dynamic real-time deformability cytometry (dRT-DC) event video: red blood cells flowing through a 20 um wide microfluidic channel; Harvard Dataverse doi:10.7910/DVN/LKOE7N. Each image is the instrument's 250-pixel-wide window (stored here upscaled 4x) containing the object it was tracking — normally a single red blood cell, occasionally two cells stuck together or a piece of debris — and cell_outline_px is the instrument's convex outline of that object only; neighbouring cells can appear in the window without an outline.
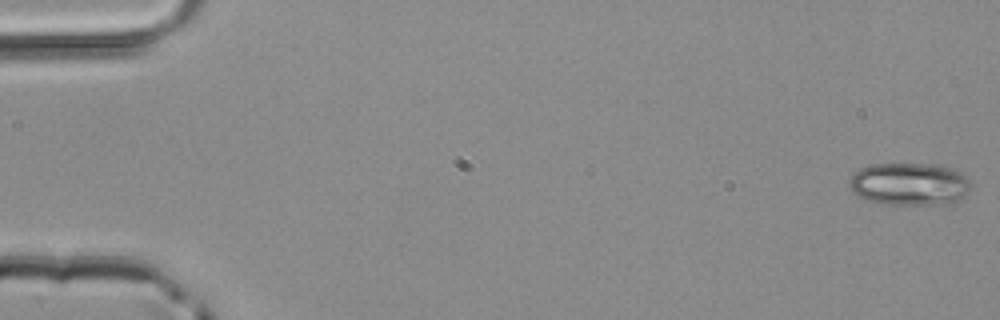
{"species": "common noctule bat (a hibernating species)", "species_latin": "Nyctalus noctula", "temperature_condition": "room temperature", "stored_images_in_passage": 50, "camera_frame_rate_fps": 3000, "um_per_image_px": 0.085, "animal": {"sex": "male", "body_mass_g": 20.4}, "frame": {"image": 1, "passage_image": 1, "time_ms": 0.0, "image_size_px": [1000, 320], "cell_outline_px": [[968, 192], [956, 204], [884, 204], [868, 200], [852, 192], [848, 184], [848, 180], [860, 168], [868, 164], [936, 164], [956, 168], [968, 180]], "centroid_in_image_um": [77.3, 15.64], "position_along_channel_um": 7.7, "area_um2": 30.4}}
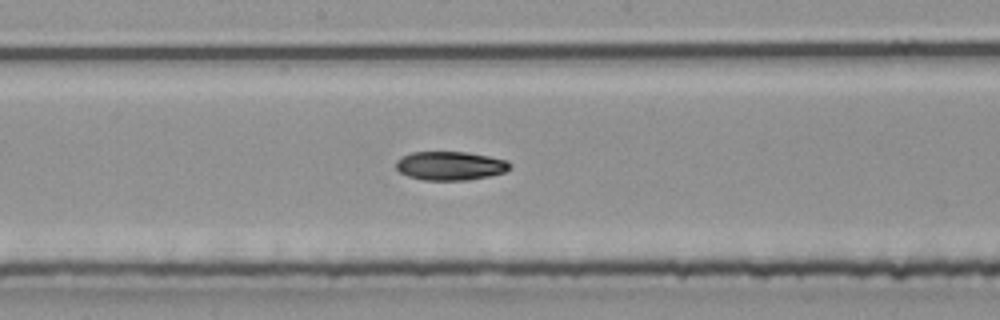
{"frame": {"image": 2, "passage_image": 27, "time_ms": 8.667, "image_size_px": [1000, 320], "cell_outline_px": [[508, 168], [504, 172], [488, 176], [468, 180], [424, 180], [408, 176], [400, 172], [396, 168], [396, 160], [400, 156], [412, 152], [468, 152], [508, 160]], "centroid_in_image_um": [38.22, 14.08], "position_along_channel_um": 210.0, "area_um2": 19.02}}
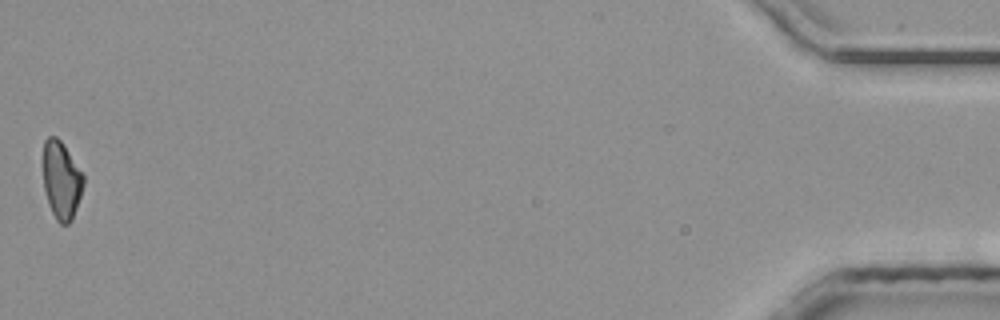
{"frame": {"image": 3, "passage_image": 50, "time_ms": 16.333, "image_size_px": [1000, 320], "cell_outline_px": [[84, 184], [72, 220], [68, 224], [60, 224], [56, 220], [48, 204], [44, 188], [40, 164], [40, 160], [44, 140], [48, 136], [56, 136], [60, 140], [84, 176]], "centroid_in_image_um": [5.15, 15.28], "position_along_channel_um": 430.0, "area_um2": 18.73}}